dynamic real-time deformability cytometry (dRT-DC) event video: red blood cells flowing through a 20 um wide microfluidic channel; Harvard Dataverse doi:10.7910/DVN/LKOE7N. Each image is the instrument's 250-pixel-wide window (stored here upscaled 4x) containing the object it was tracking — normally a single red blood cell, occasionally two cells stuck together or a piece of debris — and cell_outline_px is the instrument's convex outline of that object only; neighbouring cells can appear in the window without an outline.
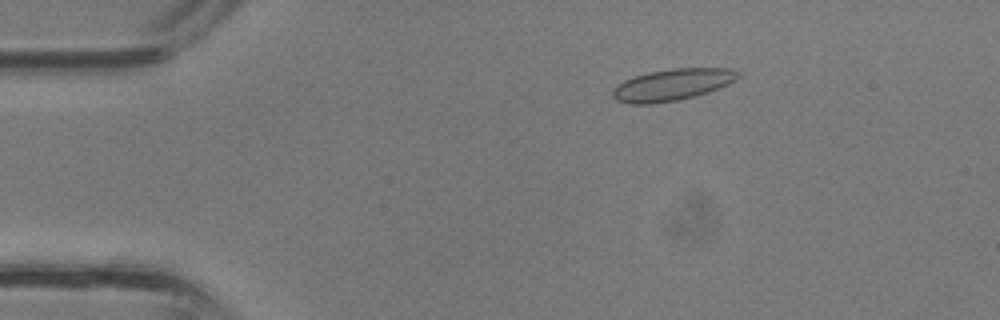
{"species": "common noctule bat (a hibernating species)", "species_latin": "Nyctalus noctula", "temperature_condition": "room temperature", "stored_images_in_passage": 34, "camera_frame_rate_fps": 3000, "um_per_image_px": 0.085, "animal": {"sex": "male", "body_mass_g": 13.3}, "frame": {"image": 1, "passage_image": 5, "time_ms": 1.333, "image_size_px": [1000, 320], "cell_outline_px": [[740, 76], [736, 80], [720, 88], [696, 96], [676, 100], [652, 104], [628, 104], [616, 100], [612, 96], [612, 92], [616, 84], [632, 76], [648, 72], [672, 68], [728, 68], [740, 72]], "centroid_in_image_um": [57.12, 7.2], "position_along_channel_um": 27.9, "area_um2": 23.41}}
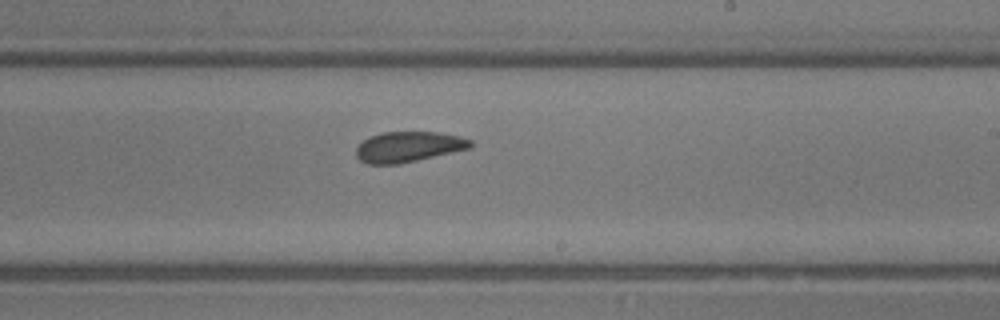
{"frame": {"image": 2, "passage_image": 20, "time_ms": 6.333, "image_size_px": [1000, 320], "cell_outline_px": [[472, 148], [400, 164], [368, 164], [360, 160], [356, 156], [356, 148], [368, 136], [384, 132], [440, 132], [460, 136], [472, 140]], "centroid_in_image_um": [34.74, 12.48], "position_along_channel_um": 254.3, "area_um2": 20.46}}
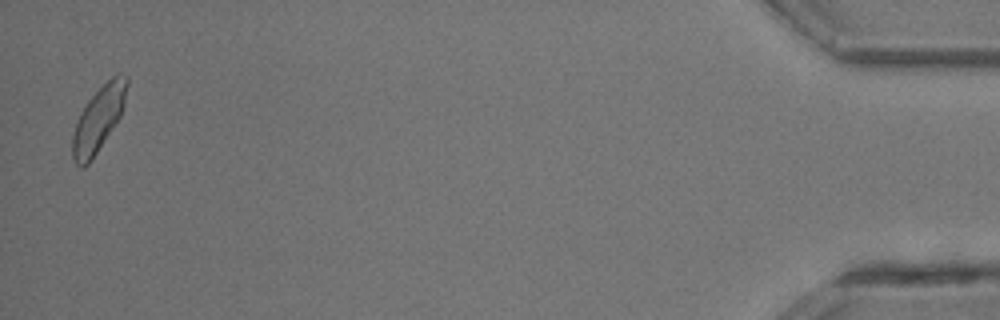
{"frame": {"image": 3, "passage_image": 34, "time_ms": 11.0, "image_size_px": [1000, 320], "cell_outline_px": [[128, 84], [124, 104], [120, 116], [92, 160], [84, 168], [80, 168], [76, 164], [72, 156], [72, 136], [80, 112], [88, 100], [116, 72], [120, 72], [128, 76]], "centroid_in_image_um": [8.37, 10.11], "position_along_channel_um": 426.8, "area_um2": 20.52}}